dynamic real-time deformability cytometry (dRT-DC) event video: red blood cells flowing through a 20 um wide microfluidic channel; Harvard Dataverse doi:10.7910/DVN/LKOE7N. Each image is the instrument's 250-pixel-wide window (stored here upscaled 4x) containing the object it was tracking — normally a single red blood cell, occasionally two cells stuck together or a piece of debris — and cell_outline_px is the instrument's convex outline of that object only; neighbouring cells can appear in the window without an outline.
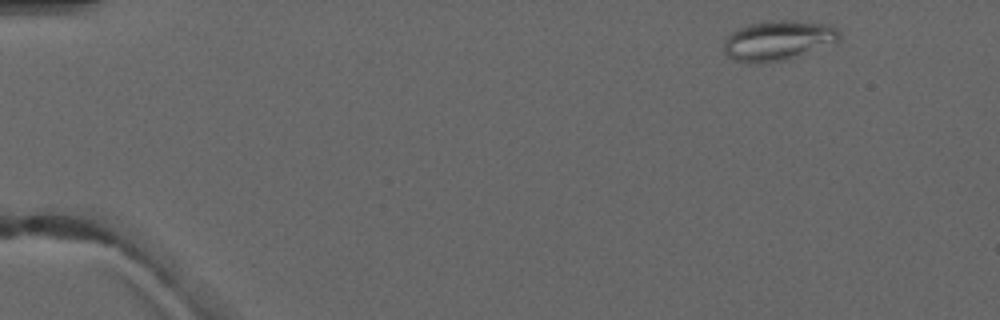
{"species": "common noctule bat (a hibernating species)", "species_latin": "Nyctalus noctula", "temperature_condition": "warm", "stored_images_in_passage": 5, "camera_frame_rate_fps": 3000, "um_per_image_px": 0.085, "animal": {"sex": "male", "forearm_length_mm": 52.5}, "frame": {"image": 1, "passage_image": 1, "time_ms": 0.0, "image_size_px": [1000, 320], "cell_outline_px": [[840, 40], [800, 56], [784, 60], [764, 64], [748, 64], [736, 60], [728, 56], [724, 52], [724, 40], [732, 32], [748, 24], [764, 20], [792, 20], [832, 24], [840, 32]], "centroid_in_image_um": [66.14, 3.44], "position_along_channel_um": 18.9, "area_um2": 27.34}}